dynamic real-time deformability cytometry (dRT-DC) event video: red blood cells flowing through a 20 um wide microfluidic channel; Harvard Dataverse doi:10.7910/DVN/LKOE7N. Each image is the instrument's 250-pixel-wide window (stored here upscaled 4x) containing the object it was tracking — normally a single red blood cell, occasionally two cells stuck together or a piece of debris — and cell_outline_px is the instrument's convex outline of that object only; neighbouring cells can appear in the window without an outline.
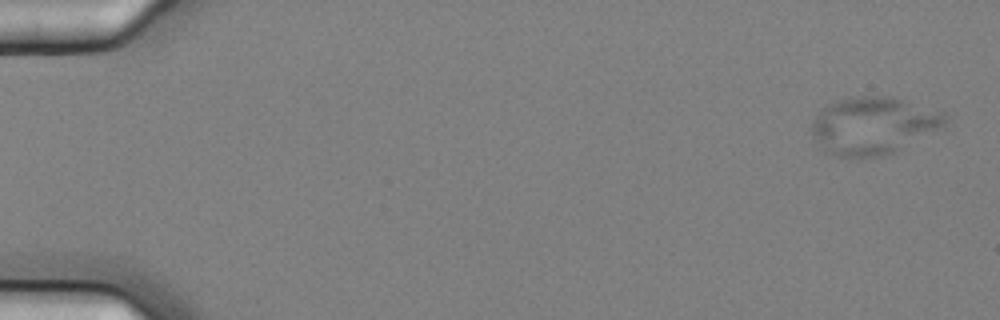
{"species": "common noctule bat (a hibernating species)", "species_latin": "Nyctalus noctula", "temperature_condition": "cold", "stored_images_in_passage": 5, "camera_frame_rate_fps": 3000, "um_per_image_px": 0.085, "animal": {"sex": "female", "body_mass_g": 25.1}, "frame": {"image": 1, "passage_image": 1, "time_ms": 0.0, "image_size_px": [1000, 320], "cell_outline_px": [[948, 120], [944, 124], [892, 152], [884, 156], [836, 156], [824, 152], [816, 144], [808, 128], [812, 120], [820, 108], [836, 100], [848, 96], [892, 96], [944, 112]], "centroid_in_image_um": [74.09, 10.64], "position_along_channel_um": 10.9, "area_um2": 44.51}}